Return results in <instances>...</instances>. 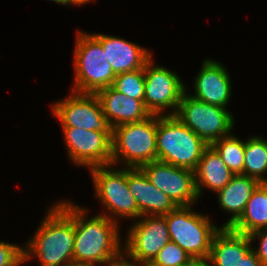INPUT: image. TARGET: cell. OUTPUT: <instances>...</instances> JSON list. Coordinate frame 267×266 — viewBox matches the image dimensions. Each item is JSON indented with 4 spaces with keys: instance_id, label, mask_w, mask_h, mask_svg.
I'll list each match as a JSON object with an SVG mask.
<instances>
[{
    "instance_id": "cell-29",
    "label": "cell",
    "mask_w": 267,
    "mask_h": 266,
    "mask_svg": "<svg viewBox=\"0 0 267 266\" xmlns=\"http://www.w3.org/2000/svg\"><path fill=\"white\" fill-rule=\"evenodd\" d=\"M107 264H108L107 266H136V264H133L125 260V258H123L122 256L116 258L115 260L108 262Z\"/></svg>"
},
{
    "instance_id": "cell-14",
    "label": "cell",
    "mask_w": 267,
    "mask_h": 266,
    "mask_svg": "<svg viewBox=\"0 0 267 266\" xmlns=\"http://www.w3.org/2000/svg\"><path fill=\"white\" fill-rule=\"evenodd\" d=\"M127 185L138 207V217L165 215L178 206L157 189L141 168L127 169ZM150 212V213H149Z\"/></svg>"
},
{
    "instance_id": "cell-32",
    "label": "cell",
    "mask_w": 267,
    "mask_h": 266,
    "mask_svg": "<svg viewBox=\"0 0 267 266\" xmlns=\"http://www.w3.org/2000/svg\"><path fill=\"white\" fill-rule=\"evenodd\" d=\"M140 265L141 263L143 264V266H159V265H156L153 261H141V262H138ZM136 265V266H140V265Z\"/></svg>"
},
{
    "instance_id": "cell-5",
    "label": "cell",
    "mask_w": 267,
    "mask_h": 266,
    "mask_svg": "<svg viewBox=\"0 0 267 266\" xmlns=\"http://www.w3.org/2000/svg\"><path fill=\"white\" fill-rule=\"evenodd\" d=\"M190 206H178L165 214L170 240L186 251L194 261L208 260L214 235L220 230L208 217L191 212Z\"/></svg>"
},
{
    "instance_id": "cell-11",
    "label": "cell",
    "mask_w": 267,
    "mask_h": 266,
    "mask_svg": "<svg viewBox=\"0 0 267 266\" xmlns=\"http://www.w3.org/2000/svg\"><path fill=\"white\" fill-rule=\"evenodd\" d=\"M53 112L63 127L112 132L96 94L74 92L66 100L54 104Z\"/></svg>"
},
{
    "instance_id": "cell-19",
    "label": "cell",
    "mask_w": 267,
    "mask_h": 266,
    "mask_svg": "<svg viewBox=\"0 0 267 266\" xmlns=\"http://www.w3.org/2000/svg\"><path fill=\"white\" fill-rule=\"evenodd\" d=\"M235 174L225 165L221 156L209 145L203 152L199 163L194 170L195 187L198 197L202 186L216 192L223 189Z\"/></svg>"
},
{
    "instance_id": "cell-15",
    "label": "cell",
    "mask_w": 267,
    "mask_h": 266,
    "mask_svg": "<svg viewBox=\"0 0 267 266\" xmlns=\"http://www.w3.org/2000/svg\"><path fill=\"white\" fill-rule=\"evenodd\" d=\"M96 95L111 128L125 123L140 122L151 116L145 107L144 99L128 97L112 86L101 89Z\"/></svg>"
},
{
    "instance_id": "cell-33",
    "label": "cell",
    "mask_w": 267,
    "mask_h": 266,
    "mask_svg": "<svg viewBox=\"0 0 267 266\" xmlns=\"http://www.w3.org/2000/svg\"><path fill=\"white\" fill-rule=\"evenodd\" d=\"M60 266H83L81 264H78L77 262H70V263H67V264H64V265H60Z\"/></svg>"
},
{
    "instance_id": "cell-18",
    "label": "cell",
    "mask_w": 267,
    "mask_h": 266,
    "mask_svg": "<svg viewBox=\"0 0 267 266\" xmlns=\"http://www.w3.org/2000/svg\"><path fill=\"white\" fill-rule=\"evenodd\" d=\"M249 235L222 227L214 235L208 261L214 266H239L240 261L252 249Z\"/></svg>"
},
{
    "instance_id": "cell-7",
    "label": "cell",
    "mask_w": 267,
    "mask_h": 266,
    "mask_svg": "<svg viewBox=\"0 0 267 266\" xmlns=\"http://www.w3.org/2000/svg\"><path fill=\"white\" fill-rule=\"evenodd\" d=\"M174 115L208 145L231 135L228 133L234 124L232 115L225 108L199 101L185 93Z\"/></svg>"
},
{
    "instance_id": "cell-3",
    "label": "cell",
    "mask_w": 267,
    "mask_h": 266,
    "mask_svg": "<svg viewBox=\"0 0 267 266\" xmlns=\"http://www.w3.org/2000/svg\"><path fill=\"white\" fill-rule=\"evenodd\" d=\"M208 146L175 115H157V161L194 171Z\"/></svg>"
},
{
    "instance_id": "cell-20",
    "label": "cell",
    "mask_w": 267,
    "mask_h": 266,
    "mask_svg": "<svg viewBox=\"0 0 267 266\" xmlns=\"http://www.w3.org/2000/svg\"><path fill=\"white\" fill-rule=\"evenodd\" d=\"M260 184L256 179L242 174L235 175L218 193L220 206L233 216L223 227H230L243 213L252 193Z\"/></svg>"
},
{
    "instance_id": "cell-28",
    "label": "cell",
    "mask_w": 267,
    "mask_h": 266,
    "mask_svg": "<svg viewBox=\"0 0 267 266\" xmlns=\"http://www.w3.org/2000/svg\"><path fill=\"white\" fill-rule=\"evenodd\" d=\"M239 266H262L253 248L245 255Z\"/></svg>"
},
{
    "instance_id": "cell-31",
    "label": "cell",
    "mask_w": 267,
    "mask_h": 266,
    "mask_svg": "<svg viewBox=\"0 0 267 266\" xmlns=\"http://www.w3.org/2000/svg\"><path fill=\"white\" fill-rule=\"evenodd\" d=\"M207 262L208 260H198V261H194L191 266H211Z\"/></svg>"
},
{
    "instance_id": "cell-6",
    "label": "cell",
    "mask_w": 267,
    "mask_h": 266,
    "mask_svg": "<svg viewBox=\"0 0 267 266\" xmlns=\"http://www.w3.org/2000/svg\"><path fill=\"white\" fill-rule=\"evenodd\" d=\"M75 49V89L96 94L113 85L116 74L108 62L101 42L92 34L78 32Z\"/></svg>"
},
{
    "instance_id": "cell-21",
    "label": "cell",
    "mask_w": 267,
    "mask_h": 266,
    "mask_svg": "<svg viewBox=\"0 0 267 266\" xmlns=\"http://www.w3.org/2000/svg\"><path fill=\"white\" fill-rule=\"evenodd\" d=\"M229 228L246 235L267 228V183L256 187L243 213Z\"/></svg>"
},
{
    "instance_id": "cell-13",
    "label": "cell",
    "mask_w": 267,
    "mask_h": 266,
    "mask_svg": "<svg viewBox=\"0 0 267 266\" xmlns=\"http://www.w3.org/2000/svg\"><path fill=\"white\" fill-rule=\"evenodd\" d=\"M170 241L164 215H146L145 219L130 229L126 251L135 262L153 261Z\"/></svg>"
},
{
    "instance_id": "cell-30",
    "label": "cell",
    "mask_w": 267,
    "mask_h": 266,
    "mask_svg": "<svg viewBox=\"0 0 267 266\" xmlns=\"http://www.w3.org/2000/svg\"><path fill=\"white\" fill-rule=\"evenodd\" d=\"M91 1V0H63L64 5L68 4H85L86 2Z\"/></svg>"
},
{
    "instance_id": "cell-16",
    "label": "cell",
    "mask_w": 267,
    "mask_h": 266,
    "mask_svg": "<svg viewBox=\"0 0 267 266\" xmlns=\"http://www.w3.org/2000/svg\"><path fill=\"white\" fill-rule=\"evenodd\" d=\"M194 99L225 108L231 95L229 75L222 64L206 60L196 77Z\"/></svg>"
},
{
    "instance_id": "cell-17",
    "label": "cell",
    "mask_w": 267,
    "mask_h": 266,
    "mask_svg": "<svg viewBox=\"0 0 267 266\" xmlns=\"http://www.w3.org/2000/svg\"><path fill=\"white\" fill-rule=\"evenodd\" d=\"M93 35L101 42L108 62L116 75L142 69L152 59L148 50L123 38L103 34Z\"/></svg>"
},
{
    "instance_id": "cell-26",
    "label": "cell",
    "mask_w": 267,
    "mask_h": 266,
    "mask_svg": "<svg viewBox=\"0 0 267 266\" xmlns=\"http://www.w3.org/2000/svg\"><path fill=\"white\" fill-rule=\"evenodd\" d=\"M24 262V250L13 244L0 242V266H19Z\"/></svg>"
},
{
    "instance_id": "cell-10",
    "label": "cell",
    "mask_w": 267,
    "mask_h": 266,
    "mask_svg": "<svg viewBox=\"0 0 267 266\" xmlns=\"http://www.w3.org/2000/svg\"><path fill=\"white\" fill-rule=\"evenodd\" d=\"M150 182L163 191L177 206H191L198 199L194 171L161 161L140 167Z\"/></svg>"
},
{
    "instance_id": "cell-8",
    "label": "cell",
    "mask_w": 267,
    "mask_h": 266,
    "mask_svg": "<svg viewBox=\"0 0 267 266\" xmlns=\"http://www.w3.org/2000/svg\"><path fill=\"white\" fill-rule=\"evenodd\" d=\"M151 66L150 59L144 67L145 107L151 115L160 114V116L164 108L171 107L174 111L167 115H174L182 95L186 93L185 86L176 73L163 67Z\"/></svg>"
},
{
    "instance_id": "cell-23",
    "label": "cell",
    "mask_w": 267,
    "mask_h": 266,
    "mask_svg": "<svg viewBox=\"0 0 267 266\" xmlns=\"http://www.w3.org/2000/svg\"><path fill=\"white\" fill-rule=\"evenodd\" d=\"M211 146L235 175H244L245 142L228 135L214 141Z\"/></svg>"
},
{
    "instance_id": "cell-34",
    "label": "cell",
    "mask_w": 267,
    "mask_h": 266,
    "mask_svg": "<svg viewBox=\"0 0 267 266\" xmlns=\"http://www.w3.org/2000/svg\"><path fill=\"white\" fill-rule=\"evenodd\" d=\"M52 1H55V2H57L59 4H63V0H52Z\"/></svg>"
},
{
    "instance_id": "cell-4",
    "label": "cell",
    "mask_w": 267,
    "mask_h": 266,
    "mask_svg": "<svg viewBox=\"0 0 267 266\" xmlns=\"http://www.w3.org/2000/svg\"><path fill=\"white\" fill-rule=\"evenodd\" d=\"M119 154L129 168L157 161V115L112 128V164Z\"/></svg>"
},
{
    "instance_id": "cell-27",
    "label": "cell",
    "mask_w": 267,
    "mask_h": 266,
    "mask_svg": "<svg viewBox=\"0 0 267 266\" xmlns=\"http://www.w3.org/2000/svg\"><path fill=\"white\" fill-rule=\"evenodd\" d=\"M249 236L251 240H254L257 236L261 238L259 249L255 252L261 262V265L267 266V228L257 230Z\"/></svg>"
},
{
    "instance_id": "cell-25",
    "label": "cell",
    "mask_w": 267,
    "mask_h": 266,
    "mask_svg": "<svg viewBox=\"0 0 267 266\" xmlns=\"http://www.w3.org/2000/svg\"><path fill=\"white\" fill-rule=\"evenodd\" d=\"M153 262L159 266H191L194 260L179 245L170 241L160 250Z\"/></svg>"
},
{
    "instance_id": "cell-2",
    "label": "cell",
    "mask_w": 267,
    "mask_h": 266,
    "mask_svg": "<svg viewBox=\"0 0 267 266\" xmlns=\"http://www.w3.org/2000/svg\"><path fill=\"white\" fill-rule=\"evenodd\" d=\"M38 229L27 246L28 252L24 250V261L31 258L29 252H32L42 266H60L73 262L74 221L58 204L48 211Z\"/></svg>"
},
{
    "instance_id": "cell-1",
    "label": "cell",
    "mask_w": 267,
    "mask_h": 266,
    "mask_svg": "<svg viewBox=\"0 0 267 266\" xmlns=\"http://www.w3.org/2000/svg\"><path fill=\"white\" fill-rule=\"evenodd\" d=\"M68 203L61 202L58 205L74 221V262L94 266L95 263L107 264L122 256L118 226L113 218L102 214L85 221V210Z\"/></svg>"
},
{
    "instance_id": "cell-22",
    "label": "cell",
    "mask_w": 267,
    "mask_h": 266,
    "mask_svg": "<svg viewBox=\"0 0 267 266\" xmlns=\"http://www.w3.org/2000/svg\"><path fill=\"white\" fill-rule=\"evenodd\" d=\"M267 171V141L259 137L245 142L244 175L267 183L262 174Z\"/></svg>"
},
{
    "instance_id": "cell-24",
    "label": "cell",
    "mask_w": 267,
    "mask_h": 266,
    "mask_svg": "<svg viewBox=\"0 0 267 266\" xmlns=\"http://www.w3.org/2000/svg\"><path fill=\"white\" fill-rule=\"evenodd\" d=\"M112 87L124 95L144 99L145 96V77L144 68L131 72L117 74Z\"/></svg>"
},
{
    "instance_id": "cell-9",
    "label": "cell",
    "mask_w": 267,
    "mask_h": 266,
    "mask_svg": "<svg viewBox=\"0 0 267 266\" xmlns=\"http://www.w3.org/2000/svg\"><path fill=\"white\" fill-rule=\"evenodd\" d=\"M70 158L79 165H112V132L62 127Z\"/></svg>"
},
{
    "instance_id": "cell-12",
    "label": "cell",
    "mask_w": 267,
    "mask_h": 266,
    "mask_svg": "<svg viewBox=\"0 0 267 266\" xmlns=\"http://www.w3.org/2000/svg\"><path fill=\"white\" fill-rule=\"evenodd\" d=\"M107 167L91 168L97 197L119 217H138L137 204L127 185V169L112 171Z\"/></svg>"
}]
</instances>
